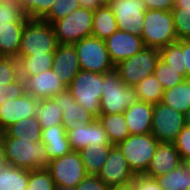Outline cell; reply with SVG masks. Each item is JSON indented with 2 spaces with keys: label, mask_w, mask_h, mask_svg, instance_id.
Here are the masks:
<instances>
[{
  "label": "cell",
  "mask_w": 190,
  "mask_h": 190,
  "mask_svg": "<svg viewBox=\"0 0 190 190\" xmlns=\"http://www.w3.org/2000/svg\"><path fill=\"white\" fill-rule=\"evenodd\" d=\"M62 115L63 111L52 98L39 101L36 110V118L41 129L62 125Z\"/></svg>",
  "instance_id": "29"
},
{
  "label": "cell",
  "mask_w": 190,
  "mask_h": 190,
  "mask_svg": "<svg viewBox=\"0 0 190 190\" xmlns=\"http://www.w3.org/2000/svg\"><path fill=\"white\" fill-rule=\"evenodd\" d=\"M63 111L62 125L67 130L74 120L92 123L96 117L76 102L71 93L66 89L52 98Z\"/></svg>",
  "instance_id": "20"
},
{
  "label": "cell",
  "mask_w": 190,
  "mask_h": 190,
  "mask_svg": "<svg viewBox=\"0 0 190 190\" xmlns=\"http://www.w3.org/2000/svg\"><path fill=\"white\" fill-rule=\"evenodd\" d=\"M160 58L169 64L179 74L186 79V67H184V54L182 50V40H177L175 43L169 44L160 49Z\"/></svg>",
  "instance_id": "33"
},
{
  "label": "cell",
  "mask_w": 190,
  "mask_h": 190,
  "mask_svg": "<svg viewBox=\"0 0 190 190\" xmlns=\"http://www.w3.org/2000/svg\"><path fill=\"white\" fill-rule=\"evenodd\" d=\"M41 141L45 144V149L50 161L67 155L72 151L67 132L63 125L42 129Z\"/></svg>",
  "instance_id": "21"
},
{
  "label": "cell",
  "mask_w": 190,
  "mask_h": 190,
  "mask_svg": "<svg viewBox=\"0 0 190 190\" xmlns=\"http://www.w3.org/2000/svg\"><path fill=\"white\" fill-rule=\"evenodd\" d=\"M103 92L100 99V114H120L138 102L134 86H127L113 70L104 74Z\"/></svg>",
  "instance_id": "3"
},
{
  "label": "cell",
  "mask_w": 190,
  "mask_h": 190,
  "mask_svg": "<svg viewBox=\"0 0 190 190\" xmlns=\"http://www.w3.org/2000/svg\"><path fill=\"white\" fill-rule=\"evenodd\" d=\"M184 127V114L162 102L154 105L151 134L159 142H174Z\"/></svg>",
  "instance_id": "11"
},
{
  "label": "cell",
  "mask_w": 190,
  "mask_h": 190,
  "mask_svg": "<svg viewBox=\"0 0 190 190\" xmlns=\"http://www.w3.org/2000/svg\"><path fill=\"white\" fill-rule=\"evenodd\" d=\"M147 10L171 11L174 8L175 0H144Z\"/></svg>",
  "instance_id": "47"
},
{
  "label": "cell",
  "mask_w": 190,
  "mask_h": 190,
  "mask_svg": "<svg viewBox=\"0 0 190 190\" xmlns=\"http://www.w3.org/2000/svg\"><path fill=\"white\" fill-rule=\"evenodd\" d=\"M109 7L115 14L118 30L141 36L147 11L144 0H114Z\"/></svg>",
  "instance_id": "12"
},
{
  "label": "cell",
  "mask_w": 190,
  "mask_h": 190,
  "mask_svg": "<svg viewBox=\"0 0 190 190\" xmlns=\"http://www.w3.org/2000/svg\"><path fill=\"white\" fill-rule=\"evenodd\" d=\"M135 176L117 145L112 147L108 158L97 175L100 180L110 187L133 181Z\"/></svg>",
  "instance_id": "15"
},
{
  "label": "cell",
  "mask_w": 190,
  "mask_h": 190,
  "mask_svg": "<svg viewBox=\"0 0 190 190\" xmlns=\"http://www.w3.org/2000/svg\"><path fill=\"white\" fill-rule=\"evenodd\" d=\"M20 76H33L52 69L53 54L19 56Z\"/></svg>",
  "instance_id": "30"
},
{
  "label": "cell",
  "mask_w": 190,
  "mask_h": 190,
  "mask_svg": "<svg viewBox=\"0 0 190 190\" xmlns=\"http://www.w3.org/2000/svg\"><path fill=\"white\" fill-rule=\"evenodd\" d=\"M162 103L185 114L190 108V79L164 90Z\"/></svg>",
  "instance_id": "27"
},
{
  "label": "cell",
  "mask_w": 190,
  "mask_h": 190,
  "mask_svg": "<svg viewBox=\"0 0 190 190\" xmlns=\"http://www.w3.org/2000/svg\"><path fill=\"white\" fill-rule=\"evenodd\" d=\"M98 119L102 123L109 141L112 144L117 145L130 136V131L123 113L100 114Z\"/></svg>",
  "instance_id": "26"
},
{
  "label": "cell",
  "mask_w": 190,
  "mask_h": 190,
  "mask_svg": "<svg viewBox=\"0 0 190 190\" xmlns=\"http://www.w3.org/2000/svg\"><path fill=\"white\" fill-rule=\"evenodd\" d=\"M8 164L13 167L35 170L46 169L50 159L45 144L18 137H2Z\"/></svg>",
  "instance_id": "1"
},
{
  "label": "cell",
  "mask_w": 190,
  "mask_h": 190,
  "mask_svg": "<svg viewBox=\"0 0 190 190\" xmlns=\"http://www.w3.org/2000/svg\"><path fill=\"white\" fill-rule=\"evenodd\" d=\"M134 88L140 102H147L153 105L162 102L164 88L153 74L140 80Z\"/></svg>",
  "instance_id": "31"
},
{
  "label": "cell",
  "mask_w": 190,
  "mask_h": 190,
  "mask_svg": "<svg viewBox=\"0 0 190 190\" xmlns=\"http://www.w3.org/2000/svg\"><path fill=\"white\" fill-rule=\"evenodd\" d=\"M153 75L158 79L164 90L176 86L185 81V77L174 70L169 64H166L161 58L158 61Z\"/></svg>",
  "instance_id": "35"
},
{
  "label": "cell",
  "mask_w": 190,
  "mask_h": 190,
  "mask_svg": "<svg viewBox=\"0 0 190 190\" xmlns=\"http://www.w3.org/2000/svg\"><path fill=\"white\" fill-rule=\"evenodd\" d=\"M82 8H86L91 11H96L98 8L103 6L101 0H78Z\"/></svg>",
  "instance_id": "49"
},
{
  "label": "cell",
  "mask_w": 190,
  "mask_h": 190,
  "mask_svg": "<svg viewBox=\"0 0 190 190\" xmlns=\"http://www.w3.org/2000/svg\"><path fill=\"white\" fill-rule=\"evenodd\" d=\"M56 186L75 188L88 174L77 151L50 161L46 168Z\"/></svg>",
  "instance_id": "10"
},
{
  "label": "cell",
  "mask_w": 190,
  "mask_h": 190,
  "mask_svg": "<svg viewBox=\"0 0 190 190\" xmlns=\"http://www.w3.org/2000/svg\"><path fill=\"white\" fill-rule=\"evenodd\" d=\"M73 45L81 70L100 74L115 70V65L111 61L104 40L91 35Z\"/></svg>",
  "instance_id": "7"
},
{
  "label": "cell",
  "mask_w": 190,
  "mask_h": 190,
  "mask_svg": "<svg viewBox=\"0 0 190 190\" xmlns=\"http://www.w3.org/2000/svg\"><path fill=\"white\" fill-rule=\"evenodd\" d=\"M94 11L78 8L52 24L58 44H75L91 36Z\"/></svg>",
  "instance_id": "8"
},
{
  "label": "cell",
  "mask_w": 190,
  "mask_h": 190,
  "mask_svg": "<svg viewBox=\"0 0 190 190\" xmlns=\"http://www.w3.org/2000/svg\"><path fill=\"white\" fill-rule=\"evenodd\" d=\"M54 2L55 0H21L20 5L29 19H42Z\"/></svg>",
  "instance_id": "39"
},
{
  "label": "cell",
  "mask_w": 190,
  "mask_h": 190,
  "mask_svg": "<svg viewBox=\"0 0 190 190\" xmlns=\"http://www.w3.org/2000/svg\"><path fill=\"white\" fill-rule=\"evenodd\" d=\"M174 8H183L190 10V0H175Z\"/></svg>",
  "instance_id": "53"
},
{
  "label": "cell",
  "mask_w": 190,
  "mask_h": 190,
  "mask_svg": "<svg viewBox=\"0 0 190 190\" xmlns=\"http://www.w3.org/2000/svg\"><path fill=\"white\" fill-rule=\"evenodd\" d=\"M118 30L115 14L109 5H103L94 11L91 35L105 40Z\"/></svg>",
  "instance_id": "24"
},
{
  "label": "cell",
  "mask_w": 190,
  "mask_h": 190,
  "mask_svg": "<svg viewBox=\"0 0 190 190\" xmlns=\"http://www.w3.org/2000/svg\"><path fill=\"white\" fill-rule=\"evenodd\" d=\"M21 0H0V5H11L12 8H22L21 5Z\"/></svg>",
  "instance_id": "52"
},
{
  "label": "cell",
  "mask_w": 190,
  "mask_h": 190,
  "mask_svg": "<svg viewBox=\"0 0 190 190\" xmlns=\"http://www.w3.org/2000/svg\"><path fill=\"white\" fill-rule=\"evenodd\" d=\"M153 108V104L138 101L124 111L130 135L151 133Z\"/></svg>",
  "instance_id": "19"
},
{
  "label": "cell",
  "mask_w": 190,
  "mask_h": 190,
  "mask_svg": "<svg viewBox=\"0 0 190 190\" xmlns=\"http://www.w3.org/2000/svg\"><path fill=\"white\" fill-rule=\"evenodd\" d=\"M114 144L88 145L79 151L88 175H98Z\"/></svg>",
  "instance_id": "23"
},
{
  "label": "cell",
  "mask_w": 190,
  "mask_h": 190,
  "mask_svg": "<svg viewBox=\"0 0 190 190\" xmlns=\"http://www.w3.org/2000/svg\"><path fill=\"white\" fill-rule=\"evenodd\" d=\"M110 186L100 180L97 175H87L76 187V190H110Z\"/></svg>",
  "instance_id": "44"
},
{
  "label": "cell",
  "mask_w": 190,
  "mask_h": 190,
  "mask_svg": "<svg viewBox=\"0 0 190 190\" xmlns=\"http://www.w3.org/2000/svg\"><path fill=\"white\" fill-rule=\"evenodd\" d=\"M171 11L177 39L190 40V10L173 8Z\"/></svg>",
  "instance_id": "40"
},
{
  "label": "cell",
  "mask_w": 190,
  "mask_h": 190,
  "mask_svg": "<svg viewBox=\"0 0 190 190\" xmlns=\"http://www.w3.org/2000/svg\"><path fill=\"white\" fill-rule=\"evenodd\" d=\"M55 190H76L75 188L56 186Z\"/></svg>",
  "instance_id": "56"
},
{
  "label": "cell",
  "mask_w": 190,
  "mask_h": 190,
  "mask_svg": "<svg viewBox=\"0 0 190 190\" xmlns=\"http://www.w3.org/2000/svg\"><path fill=\"white\" fill-rule=\"evenodd\" d=\"M80 7L78 0H55L49 12L41 20L52 25Z\"/></svg>",
  "instance_id": "36"
},
{
  "label": "cell",
  "mask_w": 190,
  "mask_h": 190,
  "mask_svg": "<svg viewBox=\"0 0 190 190\" xmlns=\"http://www.w3.org/2000/svg\"><path fill=\"white\" fill-rule=\"evenodd\" d=\"M52 69L57 78L68 87L81 70L74 45L58 44L53 54Z\"/></svg>",
  "instance_id": "17"
},
{
  "label": "cell",
  "mask_w": 190,
  "mask_h": 190,
  "mask_svg": "<svg viewBox=\"0 0 190 190\" xmlns=\"http://www.w3.org/2000/svg\"><path fill=\"white\" fill-rule=\"evenodd\" d=\"M30 170L8 166L0 172V190H27Z\"/></svg>",
  "instance_id": "32"
},
{
  "label": "cell",
  "mask_w": 190,
  "mask_h": 190,
  "mask_svg": "<svg viewBox=\"0 0 190 190\" xmlns=\"http://www.w3.org/2000/svg\"><path fill=\"white\" fill-rule=\"evenodd\" d=\"M42 129L36 116L24 118L7 127L2 132V137H18L21 140L41 141Z\"/></svg>",
  "instance_id": "25"
},
{
  "label": "cell",
  "mask_w": 190,
  "mask_h": 190,
  "mask_svg": "<svg viewBox=\"0 0 190 190\" xmlns=\"http://www.w3.org/2000/svg\"><path fill=\"white\" fill-rule=\"evenodd\" d=\"M184 54V67H186V79H190V40H182Z\"/></svg>",
  "instance_id": "48"
},
{
  "label": "cell",
  "mask_w": 190,
  "mask_h": 190,
  "mask_svg": "<svg viewBox=\"0 0 190 190\" xmlns=\"http://www.w3.org/2000/svg\"><path fill=\"white\" fill-rule=\"evenodd\" d=\"M55 187L47 169L30 170L27 190H55Z\"/></svg>",
  "instance_id": "38"
},
{
  "label": "cell",
  "mask_w": 190,
  "mask_h": 190,
  "mask_svg": "<svg viewBox=\"0 0 190 190\" xmlns=\"http://www.w3.org/2000/svg\"><path fill=\"white\" fill-rule=\"evenodd\" d=\"M141 38L146 47L162 49L178 39L173 21L172 11L147 10Z\"/></svg>",
  "instance_id": "4"
},
{
  "label": "cell",
  "mask_w": 190,
  "mask_h": 190,
  "mask_svg": "<svg viewBox=\"0 0 190 190\" xmlns=\"http://www.w3.org/2000/svg\"><path fill=\"white\" fill-rule=\"evenodd\" d=\"M9 83H22L19 62L14 57L0 56V86Z\"/></svg>",
  "instance_id": "37"
},
{
  "label": "cell",
  "mask_w": 190,
  "mask_h": 190,
  "mask_svg": "<svg viewBox=\"0 0 190 190\" xmlns=\"http://www.w3.org/2000/svg\"><path fill=\"white\" fill-rule=\"evenodd\" d=\"M8 166L9 164L6 158L5 148L2 140V132L0 131V172H3Z\"/></svg>",
  "instance_id": "50"
},
{
  "label": "cell",
  "mask_w": 190,
  "mask_h": 190,
  "mask_svg": "<svg viewBox=\"0 0 190 190\" xmlns=\"http://www.w3.org/2000/svg\"><path fill=\"white\" fill-rule=\"evenodd\" d=\"M182 162L174 142H159L145 174L155 178L171 172Z\"/></svg>",
  "instance_id": "18"
},
{
  "label": "cell",
  "mask_w": 190,
  "mask_h": 190,
  "mask_svg": "<svg viewBox=\"0 0 190 190\" xmlns=\"http://www.w3.org/2000/svg\"><path fill=\"white\" fill-rule=\"evenodd\" d=\"M155 179L163 190H190V171L183 163Z\"/></svg>",
  "instance_id": "28"
},
{
  "label": "cell",
  "mask_w": 190,
  "mask_h": 190,
  "mask_svg": "<svg viewBox=\"0 0 190 190\" xmlns=\"http://www.w3.org/2000/svg\"><path fill=\"white\" fill-rule=\"evenodd\" d=\"M110 190H136L134 186V180L130 181L126 184H120L116 186H112Z\"/></svg>",
  "instance_id": "51"
},
{
  "label": "cell",
  "mask_w": 190,
  "mask_h": 190,
  "mask_svg": "<svg viewBox=\"0 0 190 190\" xmlns=\"http://www.w3.org/2000/svg\"><path fill=\"white\" fill-rule=\"evenodd\" d=\"M26 22H11L0 26V56L18 58L21 35Z\"/></svg>",
  "instance_id": "22"
},
{
  "label": "cell",
  "mask_w": 190,
  "mask_h": 190,
  "mask_svg": "<svg viewBox=\"0 0 190 190\" xmlns=\"http://www.w3.org/2000/svg\"><path fill=\"white\" fill-rule=\"evenodd\" d=\"M113 1L114 0H101V2L103 3V5H109Z\"/></svg>",
  "instance_id": "57"
},
{
  "label": "cell",
  "mask_w": 190,
  "mask_h": 190,
  "mask_svg": "<svg viewBox=\"0 0 190 190\" xmlns=\"http://www.w3.org/2000/svg\"><path fill=\"white\" fill-rule=\"evenodd\" d=\"M22 89L32 95L36 100L53 98L67 87L53 72V69L38 73L33 76H20Z\"/></svg>",
  "instance_id": "14"
},
{
  "label": "cell",
  "mask_w": 190,
  "mask_h": 190,
  "mask_svg": "<svg viewBox=\"0 0 190 190\" xmlns=\"http://www.w3.org/2000/svg\"><path fill=\"white\" fill-rule=\"evenodd\" d=\"M92 144H112L98 118H96L92 123H89V145Z\"/></svg>",
  "instance_id": "42"
},
{
  "label": "cell",
  "mask_w": 190,
  "mask_h": 190,
  "mask_svg": "<svg viewBox=\"0 0 190 190\" xmlns=\"http://www.w3.org/2000/svg\"><path fill=\"white\" fill-rule=\"evenodd\" d=\"M159 141L151 134L130 135L117 146L135 175L145 174Z\"/></svg>",
  "instance_id": "6"
},
{
  "label": "cell",
  "mask_w": 190,
  "mask_h": 190,
  "mask_svg": "<svg viewBox=\"0 0 190 190\" xmlns=\"http://www.w3.org/2000/svg\"><path fill=\"white\" fill-rule=\"evenodd\" d=\"M185 125L190 127V108L184 114Z\"/></svg>",
  "instance_id": "54"
},
{
  "label": "cell",
  "mask_w": 190,
  "mask_h": 190,
  "mask_svg": "<svg viewBox=\"0 0 190 190\" xmlns=\"http://www.w3.org/2000/svg\"><path fill=\"white\" fill-rule=\"evenodd\" d=\"M175 147L180 154L182 161L185 158L190 157V127L185 125V127L178 134L176 140L174 141Z\"/></svg>",
  "instance_id": "43"
},
{
  "label": "cell",
  "mask_w": 190,
  "mask_h": 190,
  "mask_svg": "<svg viewBox=\"0 0 190 190\" xmlns=\"http://www.w3.org/2000/svg\"><path fill=\"white\" fill-rule=\"evenodd\" d=\"M134 186L136 190H163L156 179L146 174H138L134 177Z\"/></svg>",
  "instance_id": "45"
},
{
  "label": "cell",
  "mask_w": 190,
  "mask_h": 190,
  "mask_svg": "<svg viewBox=\"0 0 190 190\" xmlns=\"http://www.w3.org/2000/svg\"><path fill=\"white\" fill-rule=\"evenodd\" d=\"M186 168L190 171V157L189 158H185L182 162Z\"/></svg>",
  "instance_id": "55"
},
{
  "label": "cell",
  "mask_w": 190,
  "mask_h": 190,
  "mask_svg": "<svg viewBox=\"0 0 190 190\" xmlns=\"http://www.w3.org/2000/svg\"><path fill=\"white\" fill-rule=\"evenodd\" d=\"M103 80L104 74L80 70L67 87L76 102L96 118L100 115Z\"/></svg>",
  "instance_id": "5"
},
{
  "label": "cell",
  "mask_w": 190,
  "mask_h": 190,
  "mask_svg": "<svg viewBox=\"0 0 190 190\" xmlns=\"http://www.w3.org/2000/svg\"><path fill=\"white\" fill-rule=\"evenodd\" d=\"M20 89H22V83H9L7 85H1L0 105L7 102L8 98L14 96Z\"/></svg>",
  "instance_id": "46"
},
{
  "label": "cell",
  "mask_w": 190,
  "mask_h": 190,
  "mask_svg": "<svg viewBox=\"0 0 190 190\" xmlns=\"http://www.w3.org/2000/svg\"><path fill=\"white\" fill-rule=\"evenodd\" d=\"M29 18L22 8H12L11 5H0V26L11 22H27Z\"/></svg>",
  "instance_id": "41"
},
{
  "label": "cell",
  "mask_w": 190,
  "mask_h": 190,
  "mask_svg": "<svg viewBox=\"0 0 190 190\" xmlns=\"http://www.w3.org/2000/svg\"><path fill=\"white\" fill-rule=\"evenodd\" d=\"M39 100L20 89L7 102L0 105V131L24 118L36 116Z\"/></svg>",
  "instance_id": "13"
},
{
  "label": "cell",
  "mask_w": 190,
  "mask_h": 190,
  "mask_svg": "<svg viewBox=\"0 0 190 190\" xmlns=\"http://www.w3.org/2000/svg\"><path fill=\"white\" fill-rule=\"evenodd\" d=\"M58 42L52 25L41 19H29L22 31L19 56L54 54Z\"/></svg>",
  "instance_id": "2"
},
{
  "label": "cell",
  "mask_w": 190,
  "mask_h": 190,
  "mask_svg": "<svg viewBox=\"0 0 190 190\" xmlns=\"http://www.w3.org/2000/svg\"><path fill=\"white\" fill-rule=\"evenodd\" d=\"M104 41L114 65L134 56L146 47L141 36L124 30H117Z\"/></svg>",
  "instance_id": "16"
},
{
  "label": "cell",
  "mask_w": 190,
  "mask_h": 190,
  "mask_svg": "<svg viewBox=\"0 0 190 190\" xmlns=\"http://www.w3.org/2000/svg\"><path fill=\"white\" fill-rule=\"evenodd\" d=\"M159 60V49L145 47L139 53L115 65V71L124 84L135 86L140 80L153 74Z\"/></svg>",
  "instance_id": "9"
},
{
  "label": "cell",
  "mask_w": 190,
  "mask_h": 190,
  "mask_svg": "<svg viewBox=\"0 0 190 190\" xmlns=\"http://www.w3.org/2000/svg\"><path fill=\"white\" fill-rule=\"evenodd\" d=\"M66 132L72 151L79 152L89 145V122L74 120Z\"/></svg>",
  "instance_id": "34"
}]
</instances>
